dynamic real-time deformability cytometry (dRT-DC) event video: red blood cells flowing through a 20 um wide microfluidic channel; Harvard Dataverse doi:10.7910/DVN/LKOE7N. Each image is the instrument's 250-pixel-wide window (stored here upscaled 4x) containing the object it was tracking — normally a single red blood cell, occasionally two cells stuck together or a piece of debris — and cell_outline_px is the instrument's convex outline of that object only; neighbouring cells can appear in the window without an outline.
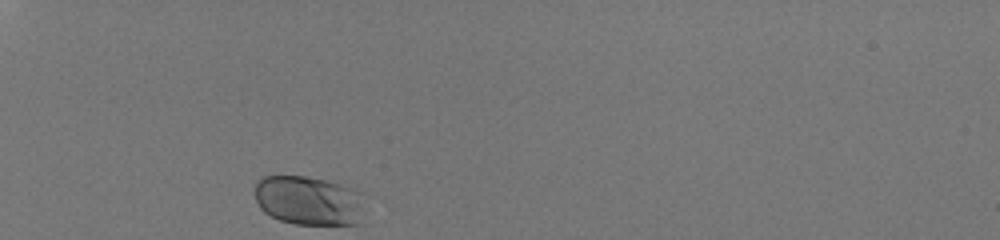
{"species": "human", "species_latin": "Homo sapiens", "temperature_condition": "room temperature", "stored_images_in_passage": 29, "camera_frame_rate_fps": 3000, "um_per_image_px": 0.085, "donor": {"sex": "male"}, "frame": {"image": 1, "passage_image": 1, "time_ms": 0.0, "image_size_px": [1000, 240], "cell_outline_px": [[364, 192], [356, 224], [296, 224], [280, 220], [264, 212], [260, 208], [256, 200], [256, 180], [260, 176], [304, 176], [324, 180], [340, 184]], "centroid_in_image_um": [26.18, 17.02], "position_along_channel_um": 58.8, "area_um2": 31.27}}
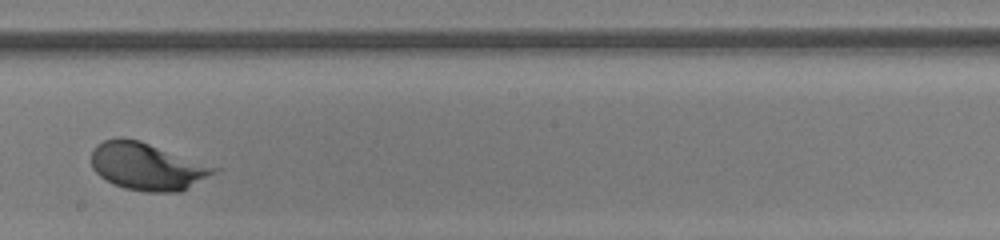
{"frame": {"image": 2, "passage_image": 17, "time_ms": 5.333, "image_size_px": [1000, 240], "cell_outline_px": [[220, 168], [216, 172], [180, 192], [144, 192], [124, 188], [112, 184], [100, 176], [92, 168], [92, 148], [96, 144], [104, 140], [116, 136], [120, 136], [140, 140]], "centroid_in_image_um": [12.46, 14.13], "position_along_channel_um": 235.7, "area_um2": 34.04}}
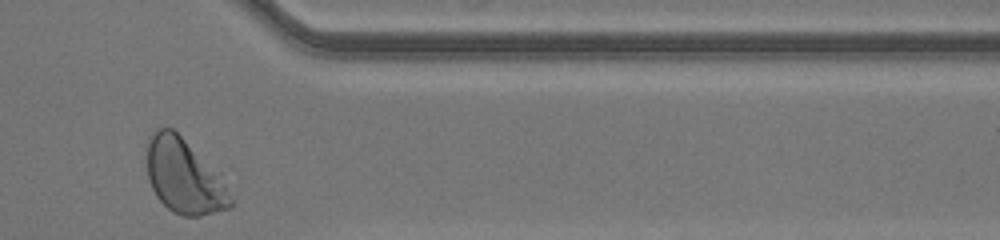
{"frame": {"image": 3, "passage_image": 29, "time_ms": 9.333, "image_size_px": [1000, 240], "cell_outline_px": [[232, 208], [200, 216], [180, 216], [172, 212], [156, 196], [148, 180], [144, 152], [144, 144], [148, 136], [156, 128], [172, 128], [184, 140], [224, 184], [232, 200]], "centroid_in_image_um": [15.52, 15.0], "position_along_channel_um": 395.9, "area_um2": 35.84}, "authors_computed_cell_mechanics": {"area_um2": 33.0616, "velocity_mm_per_s": 4.0541, "shape_relaxation_time_tau1_ms": 1.8245, "shape_relaxation_time_tau2_ms": null, "deformation_change_tau1": 0.1321, "deformation_change_tau2": null}}